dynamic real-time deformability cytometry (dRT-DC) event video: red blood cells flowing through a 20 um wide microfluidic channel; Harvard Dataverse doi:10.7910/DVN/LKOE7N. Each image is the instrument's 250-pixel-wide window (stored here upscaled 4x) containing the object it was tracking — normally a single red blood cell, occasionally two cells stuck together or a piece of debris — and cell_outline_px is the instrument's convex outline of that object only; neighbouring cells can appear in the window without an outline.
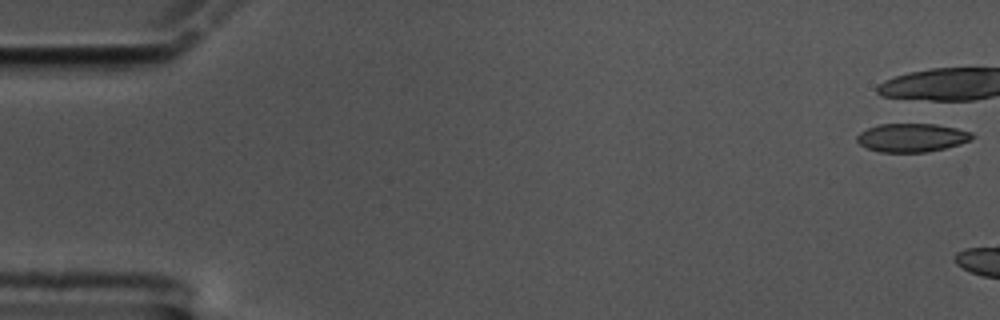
{"species": "common noctule bat (a hibernating species)", "species_latin": "Nyctalus noctula", "temperature_condition": "cold", "stored_images_in_passage": 5, "camera_frame_rate_fps": 3000, "um_per_image_px": 0.085, "animal": {"sex": "male", "body_mass_g": 17.5, "forearm_length_mm": 52.3}, "frame": {"image": 1, "passage_image": 1, "time_ms": 0.0, "image_size_px": [1000, 320], "cell_outline_px": [[976, 136], [960, 144], [928, 152], [880, 152], [868, 148], [860, 144], [856, 140], [856, 136], [860, 132], [868, 128], [880, 124], [936, 124], [956, 128], [972, 132]], "centroid_in_image_um": [77.51, 11.7], "position_along_channel_um": 7.5, "area_um2": 19.07}}